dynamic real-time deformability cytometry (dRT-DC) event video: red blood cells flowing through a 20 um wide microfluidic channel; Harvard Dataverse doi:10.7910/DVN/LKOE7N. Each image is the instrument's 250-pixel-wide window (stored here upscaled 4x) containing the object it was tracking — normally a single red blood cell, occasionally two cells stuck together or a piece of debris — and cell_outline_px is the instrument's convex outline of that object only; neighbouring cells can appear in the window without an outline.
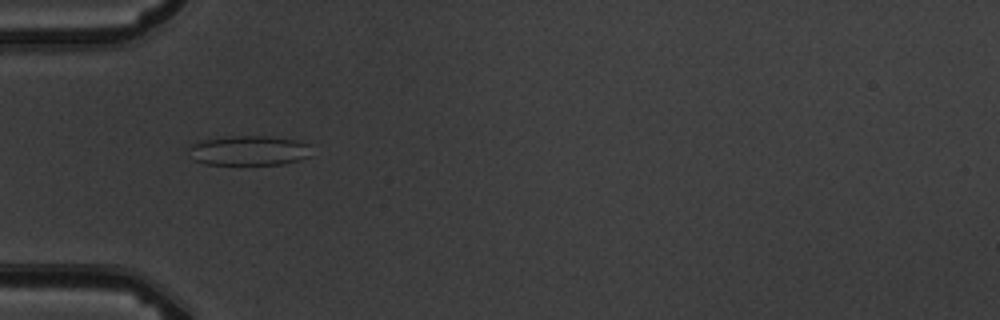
{"species": "common noctule bat (a hibernating species)", "species_latin": "Nyctalus noctula", "temperature_condition": "warm", "stored_images_in_passage": 8, "camera_frame_rate_fps": 3000, "um_per_image_px": 0.085, "animal": {"sex": "male", "body_mass_g": 19.5, "forearm_length_mm": 54.6}, "frame": {"image": 1, "passage_image": 6, "time_ms": 5.667, "image_size_px": [1000, 320], "cell_outline_px": [[308, 156], [284, 164], [204, 164], [192, 160], [188, 148], [196, 140], [232, 136], [268, 136], [296, 140], [308, 144]], "centroid_in_image_um": [21.05, 12.79], "position_along_channel_um": 63.9, "area_um2": 21.21}}
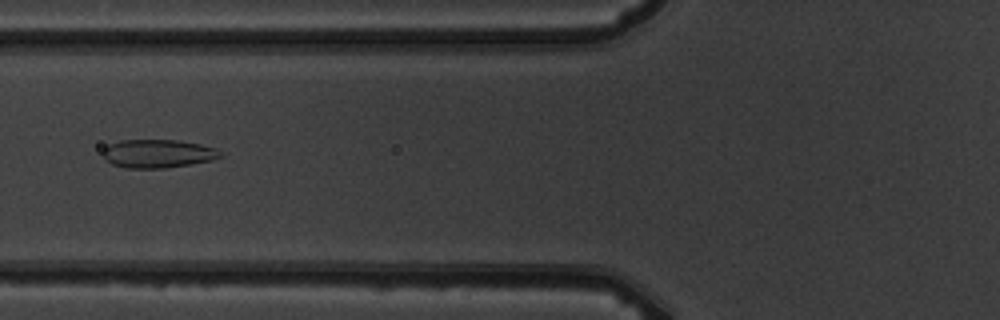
{"frame": {"image": 2, "passage_image": 7, "time_ms": 7.0, "image_size_px": [1000, 320], "cell_outline_px": [[224, 156], [212, 160], [164, 168], [128, 168], [112, 164], [104, 160], [100, 152], [108, 144], [120, 140], [176, 140], [200, 144], [216, 148], [224, 152]], "centroid_in_image_um": [13.39, 13.05], "position_along_channel_um": 112.4, "area_um2": 19.65}}
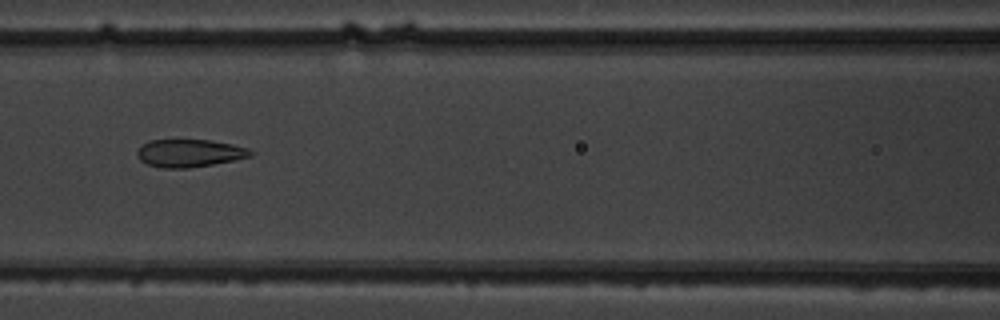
{"frame": {"image": 3, "passage_image": 8, "time_ms": 8.0, "image_size_px": [1000, 320], "cell_outline_px": [[256, 152], [252, 156], [236, 160], [188, 168], [160, 168], [148, 164], [140, 160], [136, 156], [136, 152], [148, 140], [208, 140], [232, 144], [248, 148]], "centroid_in_image_um": [16.13, 13.02], "position_along_channel_um": 150.5, "area_um2": 18.38}}